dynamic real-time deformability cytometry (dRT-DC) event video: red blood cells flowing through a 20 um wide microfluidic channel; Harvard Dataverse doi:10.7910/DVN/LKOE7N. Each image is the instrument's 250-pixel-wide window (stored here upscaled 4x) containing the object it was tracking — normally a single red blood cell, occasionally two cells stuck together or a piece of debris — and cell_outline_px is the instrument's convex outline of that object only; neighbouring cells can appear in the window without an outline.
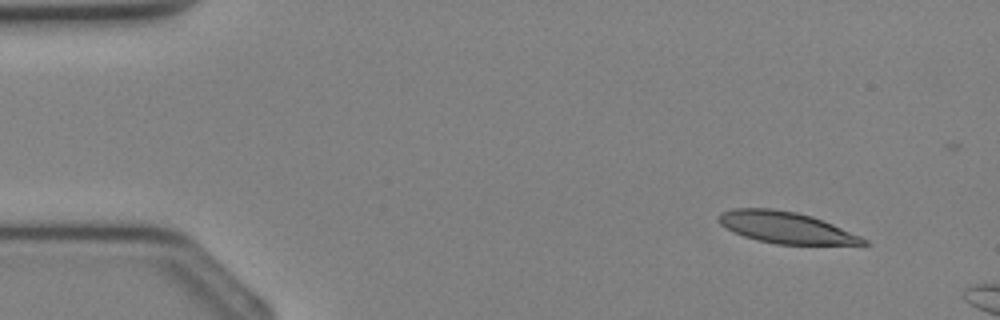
{"species": "Egyptian fruit bat (a non-hibernating species)", "species_latin": "Rousettus aegyptiacus", "temperature_condition": "cold", "stored_images_in_passage": 5, "camera_frame_rate_fps": 3000, "um_per_image_px": 0.085, "animal": {"sex": "female"}, "frame": {"image": 1, "passage_image": 1, "time_ms": 0.0, "image_size_px": [1000, 320], "cell_outline_px": [[872, 244], [776, 244], [756, 240], [732, 232], [720, 224], [720, 212], [732, 208], [772, 208], [796, 212], [812, 216], [832, 224], [860, 236], [868, 240]], "centroid_in_image_um": [66.77, 19.33], "position_along_channel_um": 18.2, "area_um2": 26.36}}